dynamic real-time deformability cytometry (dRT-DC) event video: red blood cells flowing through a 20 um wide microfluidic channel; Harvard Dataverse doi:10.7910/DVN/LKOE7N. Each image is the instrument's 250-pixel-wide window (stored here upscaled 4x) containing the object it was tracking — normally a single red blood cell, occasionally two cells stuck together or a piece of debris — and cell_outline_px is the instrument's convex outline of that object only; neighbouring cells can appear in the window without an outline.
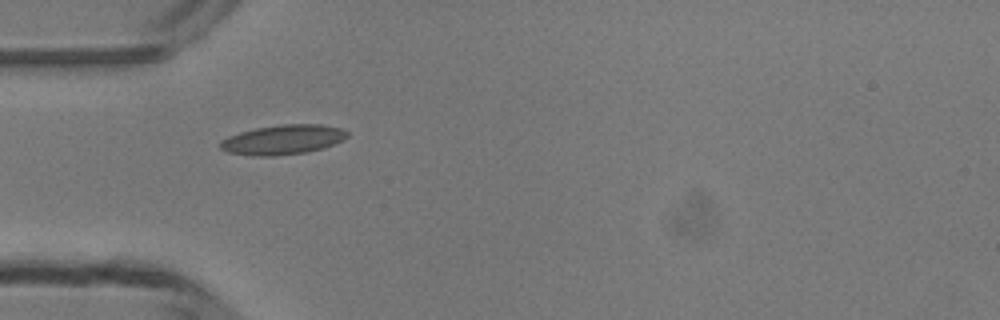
{"species": "common noctule bat (a hibernating species)", "species_latin": "Nyctalus noctula", "temperature_condition": "room temperature", "stored_images_in_passage": 3, "camera_frame_rate_fps": 3000, "um_per_image_px": 0.085, "animal": {"sex": "male", "body_mass_g": 13.3}, "frame": {"image": 1, "passage_image": 1, "time_ms": 0.0, "image_size_px": [1000, 320], "cell_outline_px": [[348, 136], [344, 140], [324, 148], [308, 152], [272, 156], [256, 156], [228, 152], [220, 148], [220, 140], [228, 136], [240, 132], [256, 128], [280, 124], [320, 124], [344, 128], [348, 132]], "centroid_in_image_um": [24.09, 11.86], "position_along_channel_um": 60.9, "area_um2": 22.14}}